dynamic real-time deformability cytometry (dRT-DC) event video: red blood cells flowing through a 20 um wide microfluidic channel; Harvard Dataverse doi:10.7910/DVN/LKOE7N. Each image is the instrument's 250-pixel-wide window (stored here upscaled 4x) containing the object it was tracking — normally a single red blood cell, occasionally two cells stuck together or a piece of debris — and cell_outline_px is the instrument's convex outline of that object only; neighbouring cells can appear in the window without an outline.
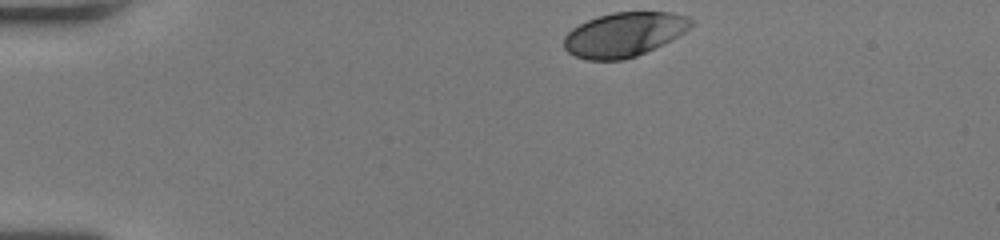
{"species": "human", "species_latin": "Homo sapiens", "temperature_condition": "room temperature", "stored_images_in_passage": 35, "camera_frame_rate_fps": 3000, "um_per_image_px": 0.085, "donor": {"sex": "female"}, "frame": {"image": 1, "passage_image": 1, "time_ms": 0.0, "image_size_px": [1000, 240], "cell_outline_px": [[692, 24], [684, 32], [672, 40], [636, 56], [624, 60], [584, 60], [568, 52], [564, 48], [564, 36], [572, 28], [596, 16], [612, 12], [668, 12], [684, 16], [692, 20]], "centroid_in_image_um": [53.01, 2.94], "position_along_channel_um": 32.0, "area_um2": 32.71}}
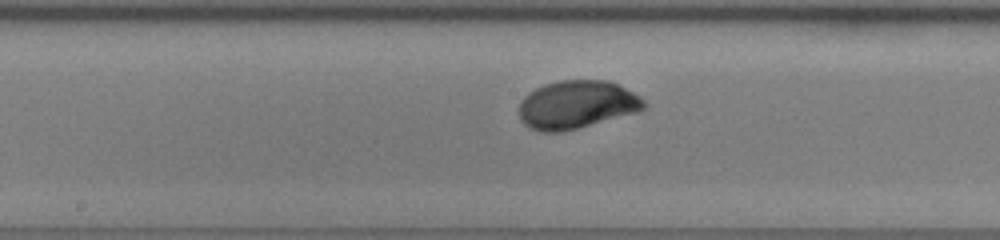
{"frame": {"image": 2, "passage_image": 19, "time_ms": 6.0, "image_size_px": [1000, 240], "cell_outline_px": [[648, 104], [640, 112], [560, 132], [544, 132], [532, 128], [524, 124], [520, 120], [520, 100], [528, 92], [544, 84], [560, 80], [608, 80], [640, 96]], "centroid_in_image_um": [49.03, 8.89], "position_along_channel_um": 199.2, "area_um2": 35.03}}
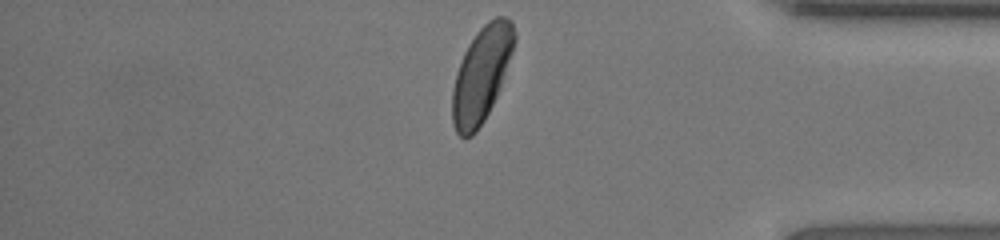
{"frame": {"image": 3, "passage_image": 35, "time_ms": 11.333, "image_size_px": [1000, 240], "cell_outline_px": [[516, 40], [500, 88], [484, 120], [476, 132], [472, 136], [464, 140], [456, 132], [452, 124], [452, 88], [456, 72], [464, 52], [468, 44], [476, 32], [488, 20], [496, 16], [504, 16], [512, 20], [516, 32]], "centroid_in_image_um": [40.92, 6.32], "position_along_channel_um": 394.3, "area_um2": 34.62}, "authors_computed_cell_mechanics": {"area_um2": 34.102, "velocity_mm_per_s": 4.0333, "shape_relaxation_time_tau1_ms": 2.1573, "shape_relaxation_time_tau2_ms": null, "deformation_change_tau1": 0.1508, "deformation_change_tau2": null}}